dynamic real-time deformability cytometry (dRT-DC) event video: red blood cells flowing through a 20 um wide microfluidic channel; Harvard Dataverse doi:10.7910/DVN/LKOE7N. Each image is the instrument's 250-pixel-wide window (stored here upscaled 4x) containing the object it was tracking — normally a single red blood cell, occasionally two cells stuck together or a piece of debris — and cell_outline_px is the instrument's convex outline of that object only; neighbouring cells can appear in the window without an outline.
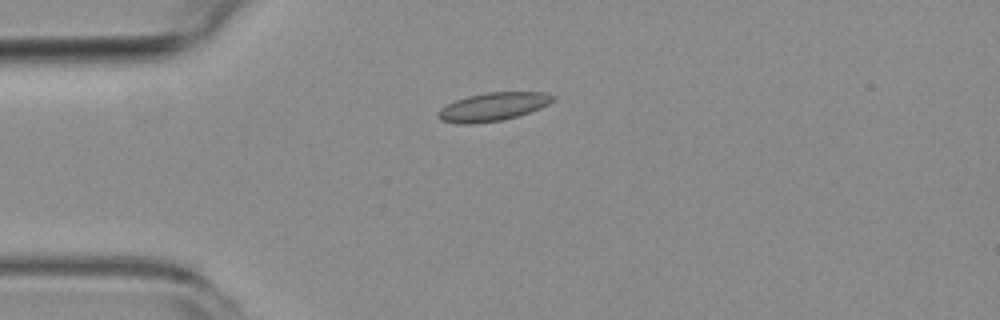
{"species": "common noctule bat (a hibernating species)", "species_latin": "Nyctalus noctula", "temperature_condition": "room temperature", "stored_images_in_passage": 5, "camera_frame_rate_fps": 3000, "um_per_image_px": 0.085, "animal": {"sex": "female", "body_mass_g": 19.3, "forearm_length_mm": 54.1}, "frame": {"image": 1, "passage_image": 4, "time_ms": 3.333, "image_size_px": [1000, 320], "cell_outline_px": [[556, 100], [540, 108], [516, 116], [500, 120], [472, 124], [456, 124], [444, 120], [436, 116], [436, 112], [440, 108], [456, 100], [468, 96], [488, 92], [544, 92], [556, 96]], "centroid_in_image_um": [41.9, 9.07], "position_along_channel_um": 43.1, "area_um2": 18.84}}